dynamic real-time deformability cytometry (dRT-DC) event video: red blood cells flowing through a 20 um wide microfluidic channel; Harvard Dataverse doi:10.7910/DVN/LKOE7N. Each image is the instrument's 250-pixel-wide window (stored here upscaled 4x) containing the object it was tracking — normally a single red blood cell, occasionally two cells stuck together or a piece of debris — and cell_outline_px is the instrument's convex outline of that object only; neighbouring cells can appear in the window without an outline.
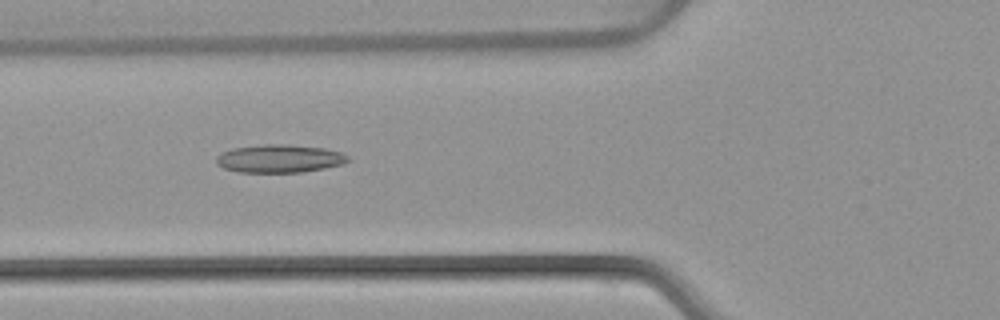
{"species": "common noctule bat (a hibernating species)", "species_latin": "Nyctalus noctula", "temperature_condition": "warm", "stored_images_in_passage": 36, "camera_frame_rate_fps": 3000, "um_per_image_px": 0.085, "animal": {"sex": "female", "body_mass_g": 22.7, "forearm_length_mm": 54.2}, "frame": {"image": 1, "passage_image": 5, "time_ms": 1.333, "image_size_px": [1000, 320], "cell_outline_px": [[348, 160], [344, 164], [324, 168], [300, 172], [240, 172], [224, 168], [216, 164], [216, 156], [220, 152], [232, 148], [264, 144], [284, 144], [324, 148], [340, 152], [348, 156]], "centroid_in_image_um": [23.72, 13.47], "position_along_channel_um": 102.1, "area_um2": 21.5}}
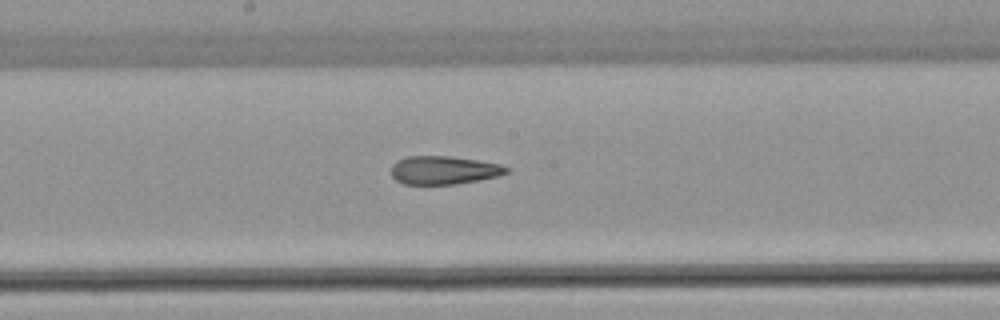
{"frame": {"image": 2, "passage_image": 13, "time_ms": 4.0, "image_size_px": [1000, 320], "cell_outline_px": [[512, 168], [508, 172], [500, 176], [480, 180], [456, 184], [404, 184], [396, 180], [392, 176], [392, 164], [396, 160], [408, 156], [452, 156], [500, 164]], "centroid_in_image_um": [37.75, 14.46], "position_along_channel_um": 210.4, "area_um2": 19.19}}
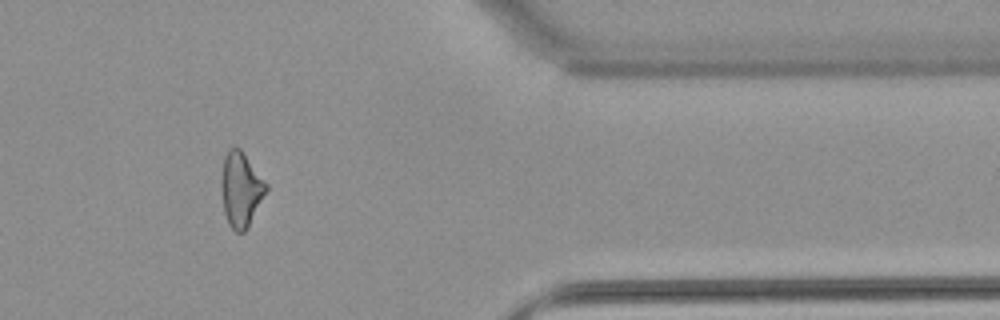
{"frame": {"image": 3, "passage_image": 28, "time_ms": 9.0, "image_size_px": [1000, 320], "cell_outline_px": [[268, 188], [248, 228], [244, 232], [236, 232], [228, 224], [224, 212], [220, 188], [220, 180], [224, 156], [228, 148], [236, 144], [240, 148], [268, 184]], "centroid_in_image_um": [20.45, 16.07], "position_along_channel_um": 390.9, "area_um2": 19.88}, "authors_computed_cell_mechanics": {"area_um2": 20.0566, "velocity_mm_per_s": 4.0591, "shape_relaxation_time_tau1_ms": null, "shape_relaxation_time_tau2_ms": 3.2056, "deformation_change_tau1": null, "deformation_change_tau2": 0.1364}}